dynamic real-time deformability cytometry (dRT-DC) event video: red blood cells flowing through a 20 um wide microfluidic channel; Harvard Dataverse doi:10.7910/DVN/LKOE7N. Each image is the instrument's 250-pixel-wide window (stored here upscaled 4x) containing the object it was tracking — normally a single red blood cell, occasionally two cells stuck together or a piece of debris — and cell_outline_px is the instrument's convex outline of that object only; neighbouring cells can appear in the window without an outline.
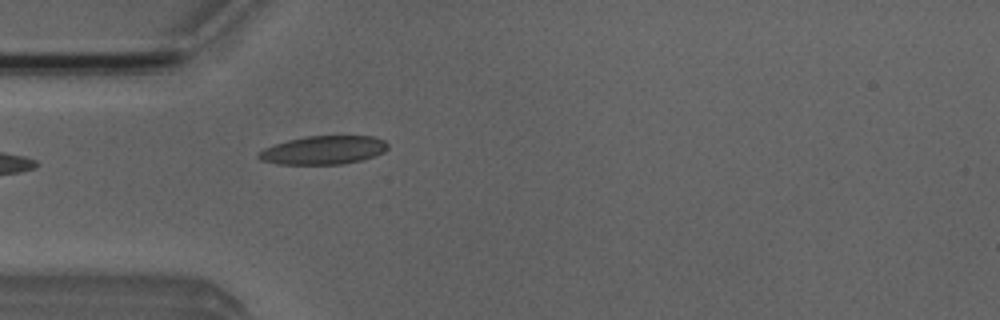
{"species": "Egyptian fruit bat (a non-hibernating species)", "species_latin": "Rousettus aegyptiacus", "temperature_condition": "room temperature", "stored_images_in_passage": 3, "camera_frame_rate_fps": 3000, "um_per_image_px": 0.085, "animal": {"sex": "male"}, "frame": {"image": 1, "passage_image": 3, "time_ms": 2.333, "image_size_px": [1000, 320], "cell_outline_px": [[388, 148], [384, 152], [360, 160], [340, 164], [280, 164], [260, 160], [256, 156], [264, 148], [288, 140], [308, 136], [372, 136], [384, 140], [388, 144]], "centroid_in_image_um": [27.49, 12.75], "position_along_channel_um": 57.5, "area_um2": 21.21}}